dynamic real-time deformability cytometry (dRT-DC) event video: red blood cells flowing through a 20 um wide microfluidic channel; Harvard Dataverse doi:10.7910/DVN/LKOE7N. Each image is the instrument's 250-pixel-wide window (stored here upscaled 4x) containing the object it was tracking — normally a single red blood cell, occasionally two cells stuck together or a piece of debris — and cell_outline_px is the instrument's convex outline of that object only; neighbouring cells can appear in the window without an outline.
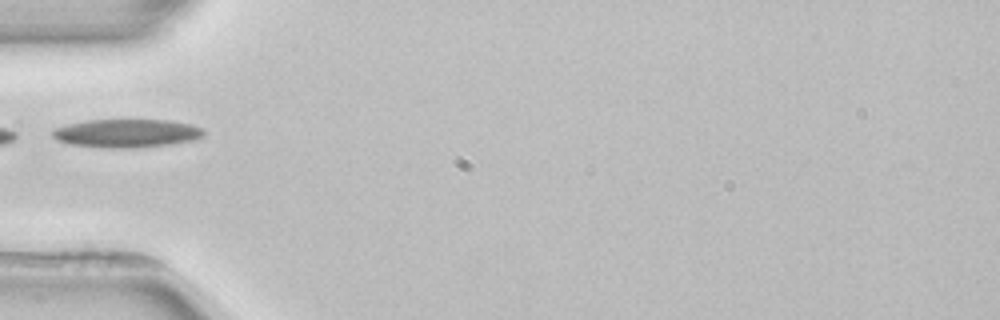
{"species": "common noctule bat (a hibernating species)", "species_latin": "Nyctalus noctula", "temperature_condition": "room temperature", "stored_images_in_passage": 4, "camera_frame_rate_fps": 3000, "um_per_image_px": 0.085, "animal": {"sex": "female", "body_mass_g": 22.7, "forearm_length_mm": 54.2}, "frame": {"image": 1, "passage_image": 4, "time_ms": 4.667, "image_size_px": [1000, 320], "cell_outline_px": [[204, 132], [200, 136], [192, 140], [168, 144], [132, 148], [104, 148], [72, 144], [56, 140], [52, 136], [52, 132], [56, 128], [68, 124], [84, 120], [168, 120], [192, 124], [204, 128]], "centroid_in_image_um": [10.74, 11.32], "position_along_channel_um": 74.3, "area_um2": 24.85}}